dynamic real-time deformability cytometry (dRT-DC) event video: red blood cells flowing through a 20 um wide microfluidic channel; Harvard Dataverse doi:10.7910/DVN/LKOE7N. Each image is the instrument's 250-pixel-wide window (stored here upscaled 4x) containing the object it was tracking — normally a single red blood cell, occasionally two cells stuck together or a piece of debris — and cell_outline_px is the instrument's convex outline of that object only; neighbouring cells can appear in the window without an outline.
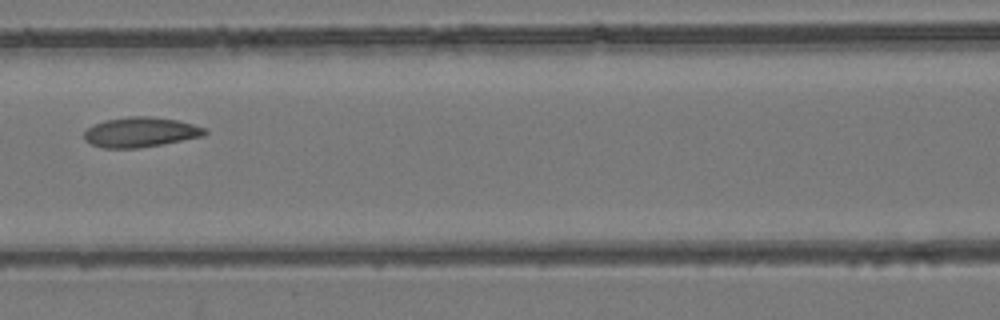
{"species": "common noctule bat (a hibernating species)", "species_latin": "Nyctalus noctula", "temperature_condition": "room temperature", "stored_images_in_passage": 6, "camera_frame_rate_fps": 3000, "um_per_image_px": 0.085, "animal": {"sex": "female", "body_mass_g": 24.6, "forearm_length_mm": 56.2}, "frame": {"image": 1, "passage_image": 6, "time_ms": 1.667, "image_size_px": [1000, 320], "cell_outline_px": [[208, 132], [204, 136], [160, 144], [136, 148], [104, 148], [92, 144], [84, 140], [84, 132], [88, 128], [104, 120], [128, 116], [152, 116], [176, 120], [208, 128]], "centroid_in_image_um": [11.95, 11.22], "position_along_channel_um": 154.6, "area_um2": 20.98}}